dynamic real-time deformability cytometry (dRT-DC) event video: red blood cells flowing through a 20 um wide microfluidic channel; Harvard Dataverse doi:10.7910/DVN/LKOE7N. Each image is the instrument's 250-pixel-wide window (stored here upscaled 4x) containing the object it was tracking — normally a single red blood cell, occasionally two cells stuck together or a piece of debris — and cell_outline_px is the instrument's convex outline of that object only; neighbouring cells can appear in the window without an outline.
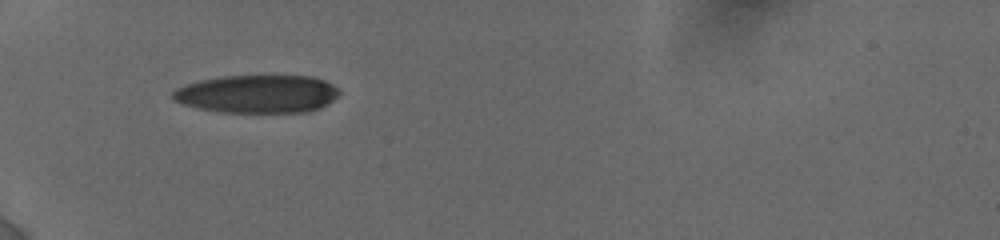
{"species": "human", "species_latin": "Homo sapiens", "temperature_condition": "cold", "stored_images_in_passage": 49, "camera_frame_rate_fps": 3000, "um_per_image_px": 0.085, "donor": {"sex": "female"}, "frame": {"image": 1, "passage_image": 1, "time_ms": 0.0, "image_size_px": [1000, 240], "cell_outline_px": [[340, 92], [332, 100], [320, 108], [308, 112], [220, 112], [200, 108], [184, 104], [172, 100], [172, 92], [176, 88], [184, 84], [200, 80], [224, 76], [312, 76], [324, 80], [332, 84]], "centroid_in_image_um": [21.85, 7.98], "position_along_channel_um": 63.1, "area_um2": 36.82}}
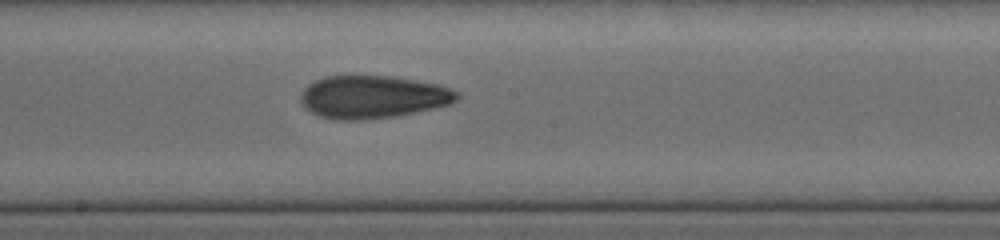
{"frame": {"image": 2, "passage_image": 24, "time_ms": 4.333, "image_size_px": [1000, 240], "cell_outline_px": [[460, 96], [452, 104], [436, 108], [396, 116], [360, 120], [340, 120], [320, 116], [304, 108], [300, 104], [300, 92], [308, 84], [324, 76], [392, 76], [416, 80], [436, 84], [452, 88], [460, 92]], "centroid_in_image_um": [31.7, 8.24], "position_along_channel_um": 216.5, "area_um2": 39.3}}
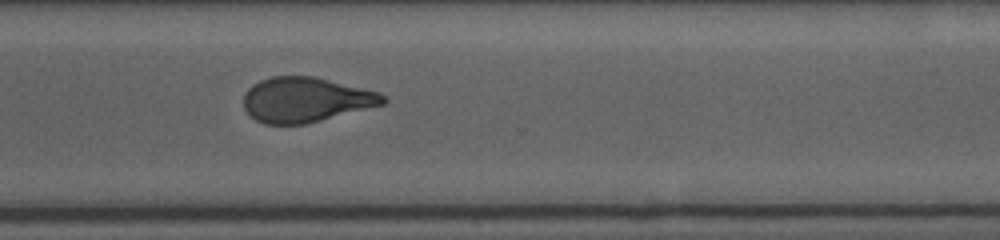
{"frame": {"image": 3, "passage_image": 48, "time_ms": 7.667, "image_size_px": [1000, 240], "cell_outline_px": [[388, 100], [384, 104], [304, 124], [264, 124], [256, 120], [244, 108], [244, 96], [248, 88], [252, 84], [260, 80], [272, 76], [312, 76], [380, 92]], "centroid_in_image_um": [25.97, 8.47], "position_along_channel_um": 344.6, "area_um2": 36.18}}